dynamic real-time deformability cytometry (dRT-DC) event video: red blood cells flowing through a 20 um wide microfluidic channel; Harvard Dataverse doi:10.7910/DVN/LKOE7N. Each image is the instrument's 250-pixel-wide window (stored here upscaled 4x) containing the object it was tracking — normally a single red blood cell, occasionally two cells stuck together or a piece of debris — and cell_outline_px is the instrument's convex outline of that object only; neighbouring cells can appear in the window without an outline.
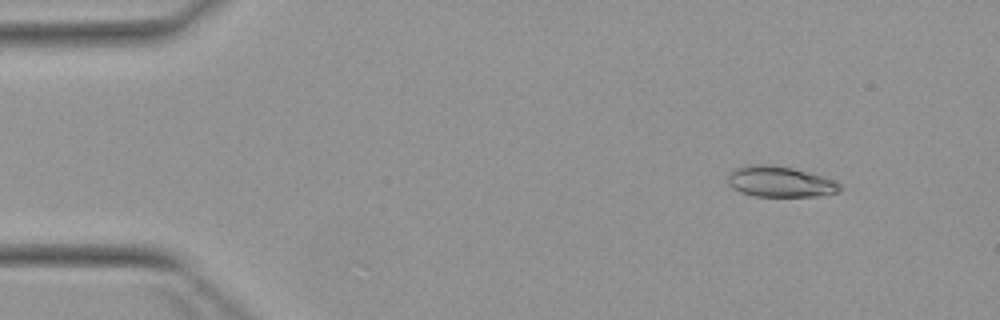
{"species": "Egyptian fruit bat (a non-hibernating species)", "species_latin": "Rousettus aegyptiacus", "temperature_condition": "warm", "stored_images_in_passage": 5, "camera_frame_rate_fps": 3000, "um_per_image_px": 0.085, "animal": {"sex": "female"}, "frame": {"image": 1, "passage_image": 1, "time_ms": 0.0, "image_size_px": [1000, 320], "cell_outline_px": [[840, 192], [816, 196], [756, 196], [740, 192], [732, 188], [728, 184], [728, 172], [732, 168], [744, 164], [768, 164], [792, 168], [820, 176], [832, 180], [840, 184]], "centroid_in_image_um": [66.21, 15.43], "position_along_channel_um": 18.8, "area_um2": 20.11}}
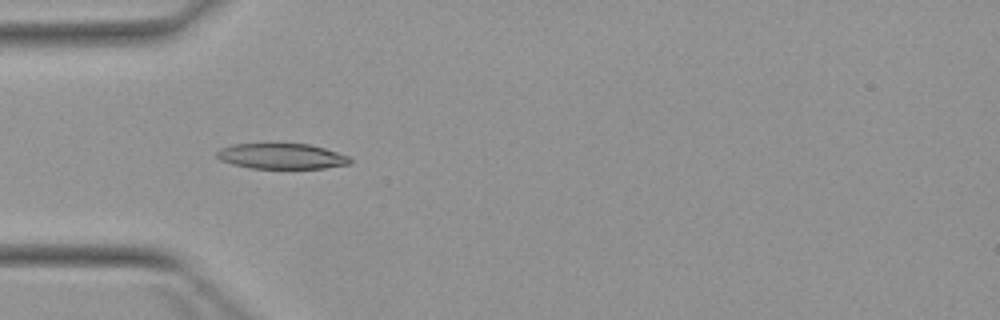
{"frame": {"image": 2, "passage_image": 4, "time_ms": 3.333, "image_size_px": [1000, 320], "cell_outline_px": [[352, 164], [324, 168], [248, 168], [232, 164], [220, 160], [216, 156], [216, 152], [220, 148], [232, 144], [308, 144], [324, 148], [348, 156], [352, 160]], "centroid_in_image_um": [23.92, 13.28], "position_along_channel_um": 61.1, "area_um2": 19.77}}
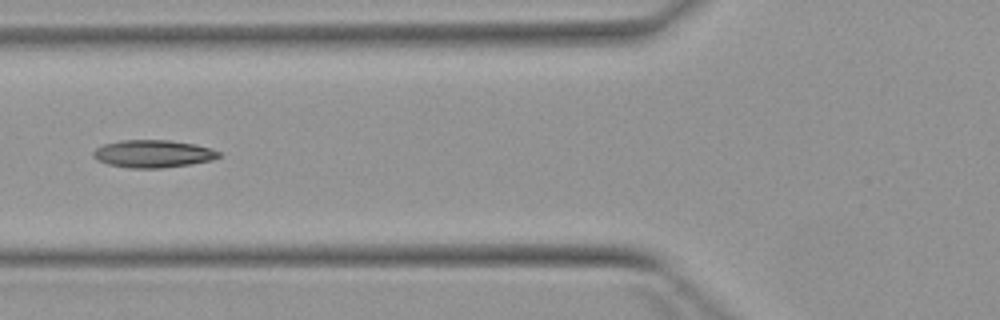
{"frame": {"image": 3, "passage_image": 5, "time_ms": 4.667, "image_size_px": [1000, 320], "cell_outline_px": [[220, 156], [212, 160], [192, 164], [160, 168], [128, 168], [108, 164], [96, 160], [92, 156], [92, 152], [96, 148], [104, 144], [120, 140], [168, 140], [196, 144], [212, 148], [220, 152]], "centroid_in_image_um": [13.0, 13.07], "position_along_channel_um": 112.8, "area_um2": 20.35}}